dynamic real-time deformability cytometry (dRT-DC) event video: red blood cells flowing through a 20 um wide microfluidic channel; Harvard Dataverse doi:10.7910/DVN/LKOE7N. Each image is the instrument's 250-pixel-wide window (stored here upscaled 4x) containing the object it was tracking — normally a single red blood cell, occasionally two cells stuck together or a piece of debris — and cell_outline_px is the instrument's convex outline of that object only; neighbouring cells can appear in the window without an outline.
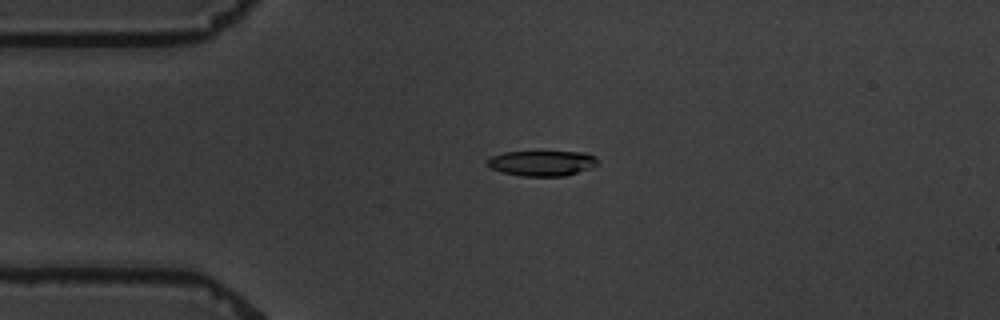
{"species": "common noctule bat (a hibernating species)", "species_latin": "Nyctalus noctula", "temperature_condition": "warm", "stored_images_in_passage": 5, "camera_frame_rate_fps": 3000, "um_per_image_px": 0.085, "animal": {"sex": "male", "body_mass_g": 19.5, "forearm_length_mm": 54.6}, "frame": {"image": 1, "passage_image": 3, "time_ms": 3.333, "image_size_px": [1000, 320], "cell_outline_px": [[600, 164], [592, 168], [564, 176], [524, 176], [504, 172], [492, 168], [488, 164], [488, 160], [492, 156], [504, 152], [584, 152], [596, 156]], "centroid_in_image_um": [46.16, 13.87], "position_along_channel_um": 38.8, "area_um2": 16.18}}
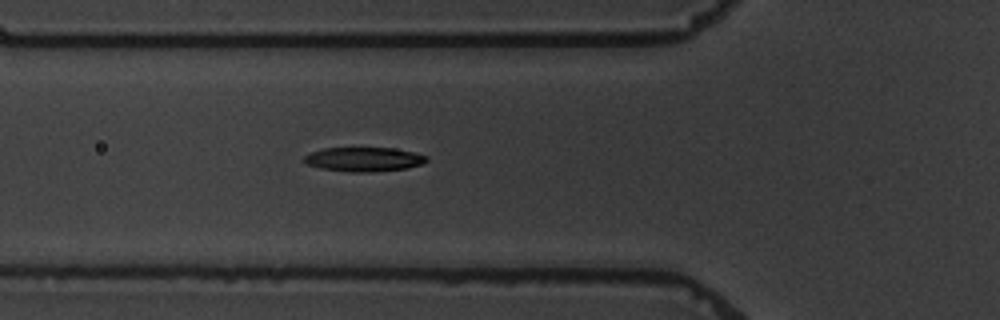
{"frame": {"image": 2, "passage_image": 5, "time_ms": 5.667, "image_size_px": [1000, 320], "cell_outline_px": [[428, 160], [424, 164], [408, 168], [372, 172], [348, 172], [320, 168], [308, 164], [304, 160], [304, 156], [312, 152], [324, 148], [392, 148], [412, 152], [428, 156]], "centroid_in_image_um": [30.97, 13.55], "position_along_channel_um": 94.8, "area_um2": 17.28}}